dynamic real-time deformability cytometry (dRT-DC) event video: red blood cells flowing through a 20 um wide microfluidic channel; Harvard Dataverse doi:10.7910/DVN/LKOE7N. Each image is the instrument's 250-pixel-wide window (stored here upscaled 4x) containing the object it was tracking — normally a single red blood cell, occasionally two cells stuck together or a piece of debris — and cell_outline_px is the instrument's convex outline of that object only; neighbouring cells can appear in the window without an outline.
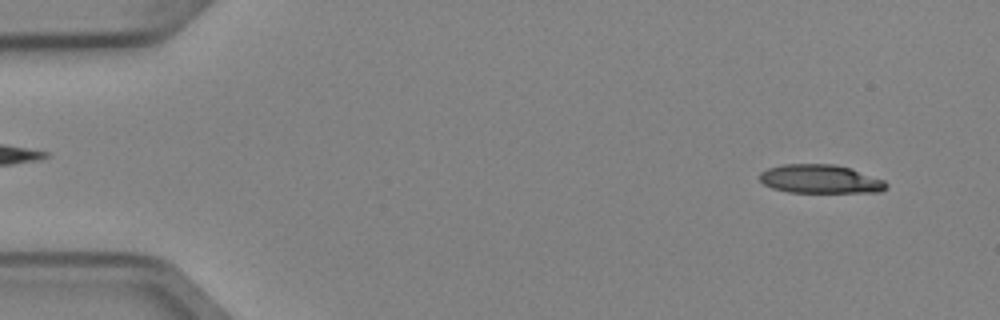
{"species": "Egyptian fruit bat (a non-hibernating species)", "species_latin": "Rousettus aegyptiacus", "temperature_condition": "cold", "stored_images_in_passage": 5, "segment_of_instrument_passage": [2, 2], "camera_frame_rate_fps": 3000, "um_per_image_px": 0.085, "animal": {"sex": "female"}, "frame": {"image": 1, "passage_image": 5, "time_ms": 1.333, "image_size_px": [1000, 320], "cell_outline_px": [[888, 188], [880, 192], [788, 192], [772, 188], [764, 184], [760, 180], [760, 172], [768, 168], [780, 164], [836, 164], [852, 168], [884, 180], [888, 184]], "centroid_in_image_um": [69.74, 15.21], "position_along_channel_um": 15.3, "area_um2": 21.33}}